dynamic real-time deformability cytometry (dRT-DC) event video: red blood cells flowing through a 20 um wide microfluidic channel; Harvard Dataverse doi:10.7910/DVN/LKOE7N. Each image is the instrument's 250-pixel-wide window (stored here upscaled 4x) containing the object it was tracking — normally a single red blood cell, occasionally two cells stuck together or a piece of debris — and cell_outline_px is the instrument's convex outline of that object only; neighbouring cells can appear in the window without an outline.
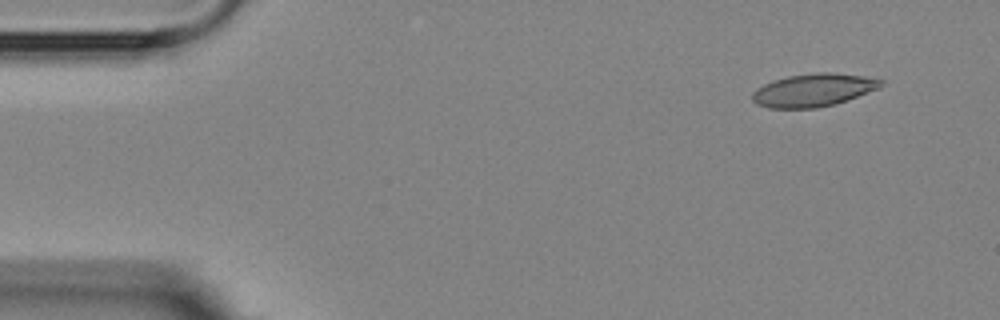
{"species": "Egyptian fruit bat (a non-hibernating species)", "species_latin": "Rousettus aegyptiacus", "temperature_condition": "room temperature", "stored_images_in_passage": 5, "camera_frame_rate_fps": 3000, "um_per_image_px": 0.085, "animal": {"sex": "female"}, "frame": {"image": 1, "passage_image": 2, "time_ms": 1.0, "image_size_px": [1000, 320], "cell_outline_px": [[884, 84], [880, 88], [836, 104], [816, 108], [768, 108], [756, 104], [752, 100], [752, 92], [756, 88], [772, 80], [788, 76], [816, 72], [832, 72], [864, 76], [884, 80]], "centroid_in_image_um": [69.14, 7.66], "position_along_channel_um": 15.9, "area_um2": 24.91}}
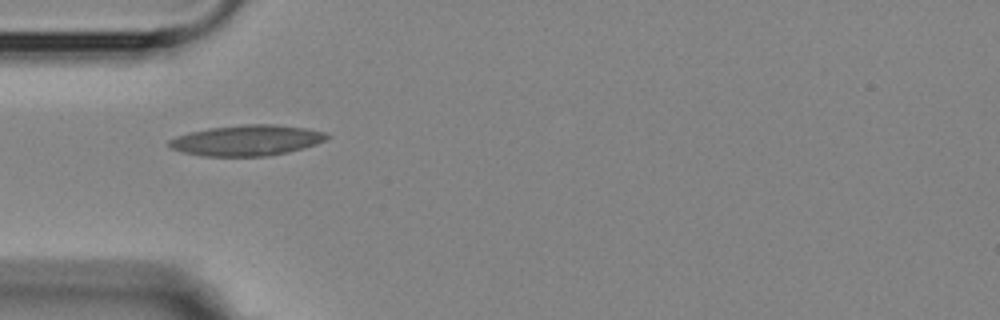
{"frame": {"image": 2, "passage_image": 5, "time_ms": 5.0, "image_size_px": [1000, 320], "cell_outline_px": [[332, 136], [316, 144], [304, 148], [288, 152], [268, 156], [200, 156], [180, 152], [172, 148], [168, 144], [168, 140], [176, 136], [188, 132], [208, 128], [244, 124], [276, 124], [308, 128], [324, 132]], "centroid_in_image_um": [20.97, 11.93], "position_along_channel_um": 64.0, "area_um2": 28.5}}